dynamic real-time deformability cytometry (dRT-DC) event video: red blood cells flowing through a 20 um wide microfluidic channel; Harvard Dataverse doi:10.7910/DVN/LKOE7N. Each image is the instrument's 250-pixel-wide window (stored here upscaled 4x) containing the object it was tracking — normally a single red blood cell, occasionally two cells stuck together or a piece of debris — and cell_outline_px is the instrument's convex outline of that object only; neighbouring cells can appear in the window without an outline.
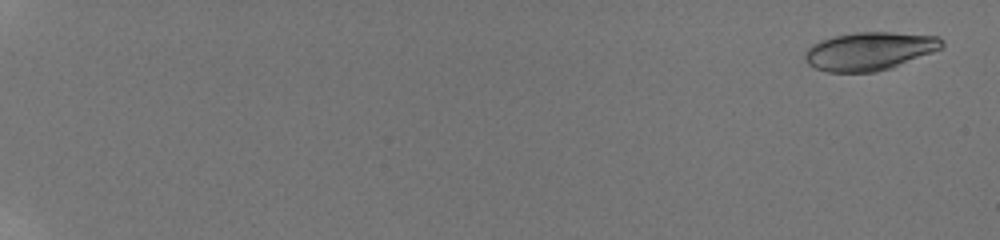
{"species": "human", "species_latin": "Homo sapiens", "temperature_condition": "room temperature", "stored_images_in_passage": 28, "camera_frame_rate_fps": 3000, "um_per_image_px": 0.085, "donor": {"sex": "male"}, "frame": {"image": 1, "passage_image": 3, "time_ms": 0.667, "image_size_px": [1000, 240], "cell_outline_px": [[944, 48], [892, 68], [876, 72], [828, 72], [816, 68], [808, 64], [804, 60], [804, 52], [812, 44], [820, 40], [832, 36], [856, 32], [892, 32], [940, 36], [944, 40]], "centroid_in_image_um": [73.93, 4.34], "position_along_channel_um": 11.1, "area_um2": 30.92}}
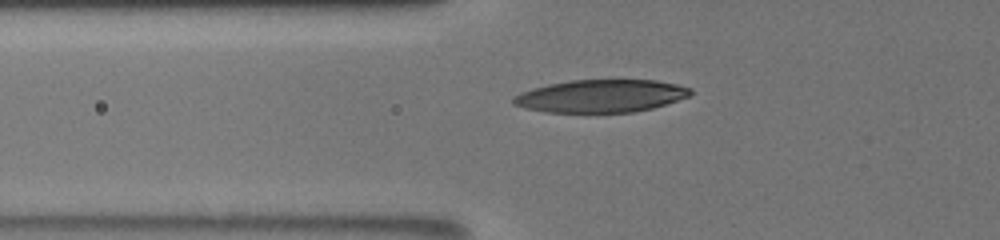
{"frame": {"image": 2, "passage_image": 23, "time_ms": 8.333, "image_size_px": [1000, 240], "cell_outline_px": [[692, 92], [688, 96], [652, 108], [632, 112], [544, 112], [524, 108], [512, 104], [512, 96], [520, 92], [532, 88], [548, 84], [572, 80], [656, 80], [676, 84], [692, 88]], "centroid_in_image_um": [51.02, 8.16], "position_along_channel_um": 74.8, "area_um2": 33.7}}
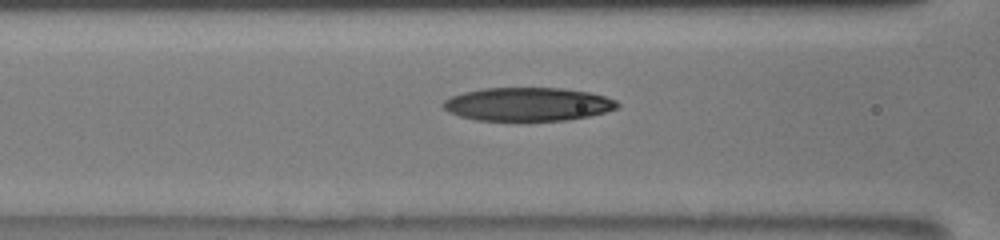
{"frame": {"image": 3, "passage_image": 27, "time_ms": 9.667, "image_size_px": [1000, 240], "cell_outline_px": [[620, 104], [616, 108], [604, 112], [588, 116], [568, 120], [476, 120], [460, 116], [448, 112], [444, 108], [444, 100], [452, 96], [464, 92], [484, 88], [564, 88], [588, 92], [604, 96], [616, 100]], "centroid_in_image_um": [44.87, 8.85], "position_along_channel_um": 121.7, "area_um2": 33.7}}